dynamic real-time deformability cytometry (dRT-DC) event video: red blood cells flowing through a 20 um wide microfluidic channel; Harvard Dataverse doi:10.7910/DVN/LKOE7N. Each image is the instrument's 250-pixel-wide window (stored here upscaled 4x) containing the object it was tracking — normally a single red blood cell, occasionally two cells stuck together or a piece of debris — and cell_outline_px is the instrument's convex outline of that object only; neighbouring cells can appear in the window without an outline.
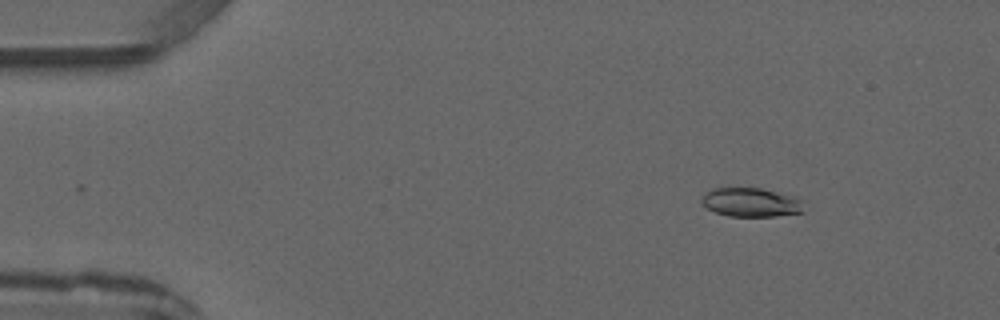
{"species": "common noctule bat (a hibernating species)", "species_latin": "Nyctalus noctula", "temperature_condition": "warm", "stored_images_in_passage": 3, "camera_frame_rate_fps": 3000, "um_per_image_px": 0.085, "animal": {"sex": "male", "forearm_length_mm": 52.5}, "frame": {"image": 1, "passage_image": 3, "time_ms": 2.333, "image_size_px": [1000, 320], "cell_outline_px": [[804, 212], [776, 216], [728, 216], [716, 212], [708, 208], [700, 200], [704, 192], [712, 188], [760, 188], [796, 196], [800, 200]], "centroid_in_image_um": [63.82, 17.19], "position_along_channel_um": 21.2, "area_um2": 17.22}}